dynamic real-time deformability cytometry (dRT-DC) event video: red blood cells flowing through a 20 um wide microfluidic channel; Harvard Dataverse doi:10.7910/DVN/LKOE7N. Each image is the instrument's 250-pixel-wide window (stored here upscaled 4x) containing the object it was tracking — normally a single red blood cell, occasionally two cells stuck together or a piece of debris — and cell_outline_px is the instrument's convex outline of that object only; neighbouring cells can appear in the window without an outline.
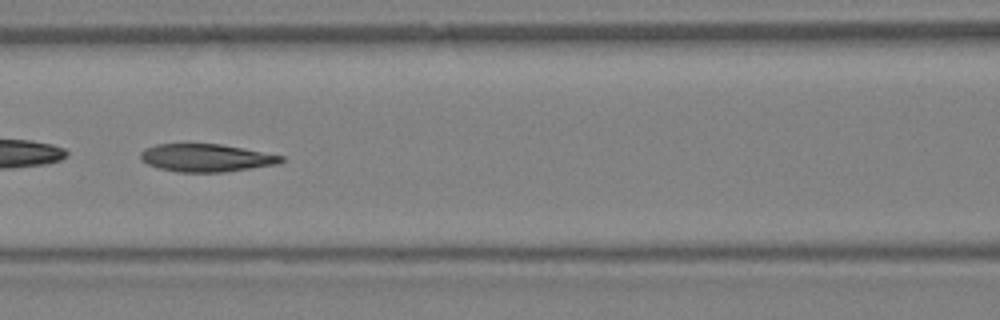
{"species": "Egyptian fruit bat (a non-hibernating species)", "species_latin": "Rousettus aegyptiacus", "temperature_condition": "warm", "stored_images_in_passage": 30, "camera_frame_rate_fps": 3000, "um_per_image_px": 0.085, "animal": {"sex": "female"}, "frame": {"image": 1, "passage_image": 10, "time_ms": 3.0, "image_size_px": [1000, 320], "cell_outline_px": [[284, 160], [280, 164], [224, 172], [176, 172], [160, 168], [148, 164], [140, 160], [140, 152], [144, 148], [156, 144], [220, 144], [284, 156]], "centroid_in_image_um": [17.51, 13.42], "position_along_channel_um": 149.1, "area_um2": 22.77}}
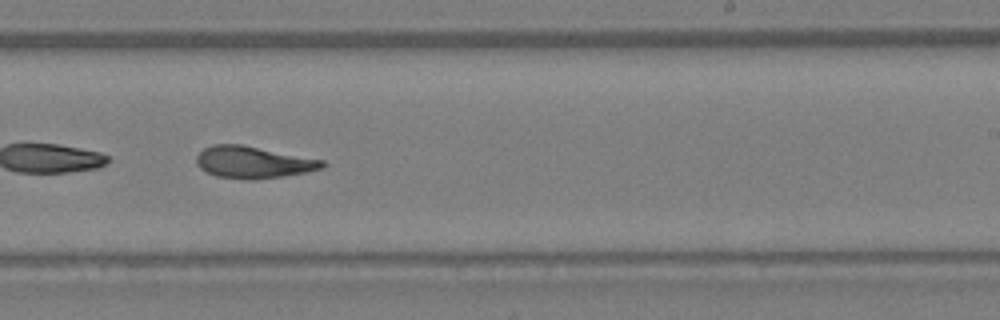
{"frame": {"image": 2, "passage_image": 17, "time_ms": 5.333, "image_size_px": [1000, 320], "cell_outline_px": [[328, 164], [324, 168], [308, 172], [284, 176], [216, 176], [200, 168], [196, 164], [196, 156], [204, 148], [212, 144], [240, 144], [324, 160]], "centroid_in_image_um": [21.56, 13.74], "position_along_channel_um": 267.4, "area_um2": 22.48}}
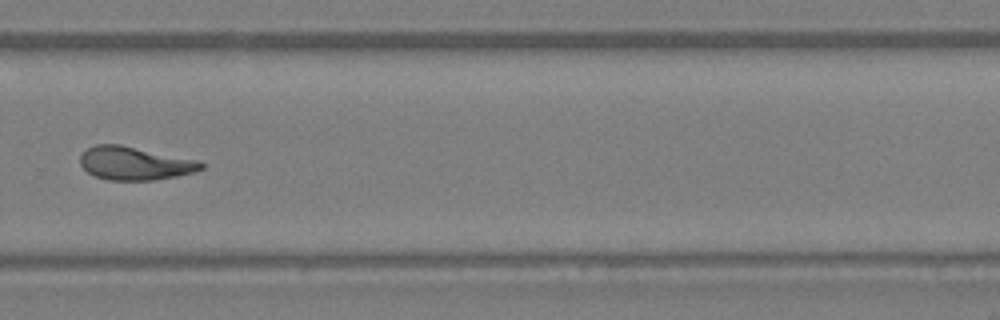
{"frame": {"image": 3, "passage_image": 20, "time_ms": 6.333, "image_size_px": [1000, 320], "cell_outline_px": [[204, 168], [196, 172], [176, 176], [152, 180], [108, 180], [96, 176], [88, 172], [80, 164], [80, 156], [88, 148], [96, 144], [120, 144], [200, 160], [204, 164]], "centroid_in_image_um": [11.49, 13.88], "position_along_channel_um": 318.3, "area_um2": 23.52}}